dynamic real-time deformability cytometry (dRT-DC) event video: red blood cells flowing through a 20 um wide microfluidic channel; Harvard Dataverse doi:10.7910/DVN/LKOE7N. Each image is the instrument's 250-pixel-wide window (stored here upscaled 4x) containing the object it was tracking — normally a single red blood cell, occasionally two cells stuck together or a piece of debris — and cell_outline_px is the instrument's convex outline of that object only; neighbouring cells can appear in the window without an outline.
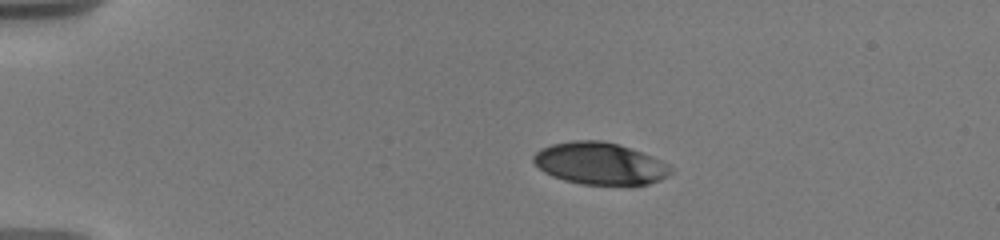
{"species": "human", "species_latin": "Homo sapiens", "temperature_condition": "warm", "stored_images_in_passage": 77, "camera_frame_rate_fps": 3000, "um_per_image_px": 0.085, "donor": {"sex": "male"}, "frame": {"image": 1, "passage_image": 1, "time_ms": 0.0, "image_size_px": [1000, 240], "cell_outline_px": [[672, 172], [668, 176], [660, 180], [648, 184], [580, 184], [564, 180], [552, 176], [544, 172], [532, 160], [532, 156], [540, 148], [552, 144], [572, 140], [600, 140], [616, 144], [640, 152], [660, 160], [668, 164], [672, 168]], "centroid_in_image_um": [50.96, 13.9], "position_along_channel_um": 34.0, "area_um2": 33.35}}
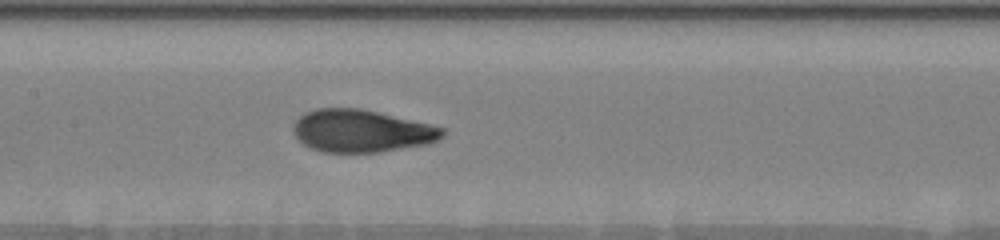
{"frame": {"image": 2, "passage_image": 32, "time_ms": 5.667, "image_size_px": [1000, 240], "cell_outline_px": [[444, 136], [428, 144], [380, 152], [320, 152], [304, 144], [292, 132], [292, 124], [304, 112], [316, 108], [360, 108], [428, 124], [444, 128]], "centroid_in_image_um": [30.68, 11.13], "position_along_channel_um": 176.7, "area_um2": 36.82}}
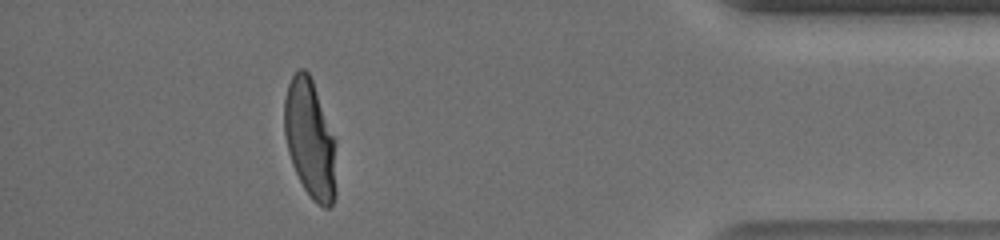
{"frame": {"image": 3, "passage_image": 69, "time_ms": 13.0, "image_size_px": [1000, 240], "cell_outline_px": [[336, 192], [332, 204], [328, 208], [324, 208], [316, 204], [312, 200], [304, 188], [292, 164], [288, 152], [284, 132], [284, 100], [288, 84], [292, 76], [300, 68], [304, 68], [308, 72], [312, 80], [336, 140]], "centroid_in_image_um": [26.37, 11.85], "position_along_channel_um": 408.8, "area_um2": 36.18}, "authors_computed_cell_mechanics": {"area_um2": 36.703, "velocity_mm_per_s": 3.6793, "shape_relaxation_time_tau1_ms": 4.8888, "shape_relaxation_time_tau2_ms": null, "deformation_change_tau1": 0.2144, "deformation_change_tau2": null}}